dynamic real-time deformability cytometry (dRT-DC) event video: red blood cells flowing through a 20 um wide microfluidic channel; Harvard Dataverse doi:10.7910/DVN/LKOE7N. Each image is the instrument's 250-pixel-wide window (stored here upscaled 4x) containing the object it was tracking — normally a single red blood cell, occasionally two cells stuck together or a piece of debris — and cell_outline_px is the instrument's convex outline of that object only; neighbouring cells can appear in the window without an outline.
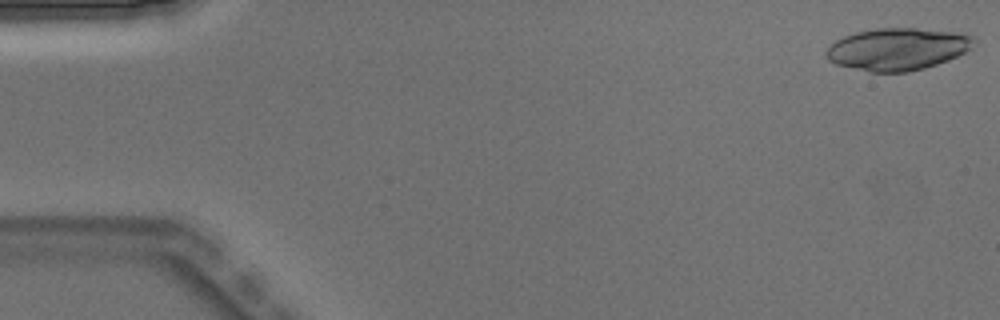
{"species": "Egyptian fruit bat (a non-hibernating species)", "species_latin": "Rousettus aegyptiacus", "temperature_condition": "warm", "stored_images_in_passage": 5, "camera_frame_rate_fps": 3000, "um_per_image_px": 0.085, "animal": {"sex": "male"}, "frame": {"image": 1, "passage_image": 1, "time_ms": 0.0, "image_size_px": [1000, 320], "cell_outline_px": [[976, 40], [972, 48], [948, 60], [924, 68], [908, 72], [868, 72], [836, 64], [828, 60], [824, 52], [836, 40], [844, 36], [856, 32], [876, 28], [916, 28], [960, 32], [972, 36]], "centroid_in_image_um": [76.29, 4.17], "position_along_channel_um": 8.7, "area_um2": 36.41}}